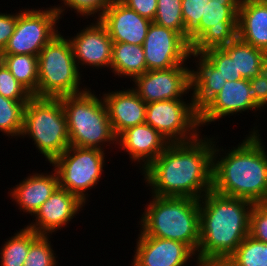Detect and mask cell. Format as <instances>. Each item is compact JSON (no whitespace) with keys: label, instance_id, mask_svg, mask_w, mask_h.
<instances>
[{"label":"cell","instance_id":"obj_27","mask_svg":"<svg viewBox=\"0 0 267 266\" xmlns=\"http://www.w3.org/2000/svg\"><path fill=\"white\" fill-rule=\"evenodd\" d=\"M0 60L6 65L15 79L32 95L38 87V56L27 54L0 55Z\"/></svg>","mask_w":267,"mask_h":266},{"label":"cell","instance_id":"obj_11","mask_svg":"<svg viewBox=\"0 0 267 266\" xmlns=\"http://www.w3.org/2000/svg\"><path fill=\"white\" fill-rule=\"evenodd\" d=\"M241 0H209L199 25L189 34L191 53L222 48L237 38Z\"/></svg>","mask_w":267,"mask_h":266},{"label":"cell","instance_id":"obj_2","mask_svg":"<svg viewBox=\"0 0 267 266\" xmlns=\"http://www.w3.org/2000/svg\"><path fill=\"white\" fill-rule=\"evenodd\" d=\"M255 124L240 143L229 149L219 147V136L214 137L212 190L262 204L267 203V148Z\"/></svg>","mask_w":267,"mask_h":266},{"label":"cell","instance_id":"obj_13","mask_svg":"<svg viewBox=\"0 0 267 266\" xmlns=\"http://www.w3.org/2000/svg\"><path fill=\"white\" fill-rule=\"evenodd\" d=\"M146 69H169L186 65L191 59V46L178 32L152 21L143 43Z\"/></svg>","mask_w":267,"mask_h":266},{"label":"cell","instance_id":"obj_36","mask_svg":"<svg viewBox=\"0 0 267 266\" xmlns=\"http://www.w3.org/2000/svg\"><path fill=\"white\" fill-rule=\"evenodd\" d=\"M209 0H182V17L186 31L190 34L200 23Z\"/></svg>","mask_w":267,"mask_h":266},{"label":"cell","instance_id":"obj_41","mask_svg":"<svg viewBox=\"0 0 267 266\" xmlns=\"http://www.w3.org/2000/svg\"><path fill=\"white\" fill-rule=\"evenodd\" d=\"M259 75L267 78V56L263 60V64L261 65Z\"/></svg>","mask_w":267,"mask_h":266},{"label":"cell","instance_id":"obj_19","mask_svg":"<svg viewBox=\"0 0 267 266\" xmlns=\"http://www.w3.org/2000/svg\"><path fill=\"white\" fill-rule=\"evenodd\" d=\"M99 21L107 28L113 42L143 45L152 21L140 16L120 0H114Z\"/></svg>","mask_w":267,"mask_h":266},{"label":"cell","instance_id":"obj_14","mask_svg":"<svg viewBox=\"0 0 267 266\" xmlns=\"http://www.w3.org/2000/svg\"><path fill=\"white\" fill-rule=\"evenodd\" d=\"M72 36H66L73 50V55L80 72L84 68L110 69L112 62L113 41L107 28L94 19ZM81 67H80V66ZM87 66V67H86Z\"/></svg>","mask_w":267,"mask_h":266},{"label":"cell","instance_id":"obj_26","mask_svg":"<svg viewBox=\"0 0 267 266\" xmlns=\"http://www.w3.org/2000/svg\"><path fill=\"white\" fill-rule=\"evenodd\" d=\"M16 232L0 246V266H23L31 242L39 235L26 225Z\"/></svg>","mask_w":267,"mask_h":266},{"label":"cell","instance_id":"obj_38","mask_svg":"<svg viewBox=\"0 0 267 266\" xmlns=\"http://www.w3.org/2000/svg\"><path fill=\"white\" fill-rule=\"evenodd\" d=\"M128 8L136 11L140 16L151 21L154 20L157 11V0H120Z\"/></svg>","mask_w":267,"mask_h":266},{"label":"cell","instance_id":"obj_10","mask_svg":"<svg viewBox=\"0 0 267 266\" xmlns=\"http://www.w3.org/2000/svg\"><path fill=\"white\" fill-rule=\"evenodd\" d=\"M185 99L155 101L146 105V120L169 143L188 142L202 134L199 112L192 96Z\"/></svg>","mask_w":267,"mask_h":266},{"label":"cell","instance_id":"obj_16","mask_svg":"<svg viewBox=\"0 0 267 266\" xmlns=\"http://www.w3.org/2000/svg\"><path fill=\"white\" fill-rule=\"evenodd\" d=\"M130 266H188L196 263V254L179 241L138 234Z\"/></svg>","mask_w":267,"mask_h":266},{"label":"cell","instance_id":"obj_35","mask_svg":"<svg viewBox=\"0 0 267 266\" xmlns=\"http://www.w3.org/2000/svg\"><path fill=\"white\" fill-rule=\"evenodd\" d=\"M249 236L267 243V203L254 204L250 213Z\"/></svg>","mask_w":267,"mask_h":266},{"label":"cell","instance_id":"obj_23","mask_svg":"<svg viewBox=\"0 0 267 266\" xmlns=\"http://www.w3.org/2000/svg\"><path fill=\"white\" fill-rule=\"evenodd\" d=\"M191 58L189 62L196 63V69L191 66V94L200 112L222 90L226 79L203 54L191 53Z\"/></svg>","mask_w":267,"mask_h":266},{"label":"cell","instance_id":"obj_21","mask_svg":"<svg viewBox=\"0 0 267 266\" xmlns=\"http://www.w3.org/2000/svg\"><path fill=\"white\" fill-rule=\"evenodd\" d=\"M34 172L19 181L13 188L8 190L11 202L22 214H30L31 217L39 210L41 205L49 199L53 192L59 187L57 171Z\"/></svg>","mask_w":267,"mask_h":266},{"label":"cell","instance_id":"obj_18","mask_svg":"<svg viewBox=\"0 0 267 266\" xmlns=\"http://www.w3.org/2000/svg\"><path fill=\"white\" fill-rule=\"evenodd\" d=\"M168 140L149 124L136 125L117 137V147L129 155V159L141 173L168 146ZM139 164V165H138Z\"/></svg>","mask_w":267,"mask_h":266},{"label":"cell","instance_id":"obj_1","mask_svg":"<svg viewBox=\"0 0 267 266\" xmlns=\"http://www.w3.org/2000/svg\"><path fill=\"white\" fill-rule=\"evenodd\" d=\"M213 151L214 135L169 143L141 172L142 180L151 195L200 200L212 190Z\"/></svg>","mask_w":267,"mask_h":266},{"label":"cell","instance_id":"obj_28","mask_svg":"<svg viewBox=\"0 0 267 266\" xmlns=\"http://www.w3.org/2000/svg\"><path fill=\"white\" fill-rule=\"evenodd\" d=\"M27 102L11 100L0 95V132L3 135L11 137L10 139H20Z\"/></svg>","mask_w":267,"mask_h":266},{"label":"cell","instance_id":"obj_39","mask_svg":"<svg viewBox=\"0 0 267 266\" xmlns=\"http://www.w3.org/2000/svg\"><path fill=\"white\" fill-rule=\"evenodd\" d=\"M255 103L265 110L267 107V78L260 75L249 80Z\"/></svg>","mask_w":267,"mask_h":266},{"label":"cell","instance_id":"obj_22","mask_svg":"<svg viewBox=\"0 0 267 266\" xmlns=\"http://www.w3.org/2000/svg\"><path fill=\"white\" fill-rule=\"evenodd\" d=\"M237 37L267 53V2L265 0L240 1Z\"/></svg>","mask_w":267,"mask_h":266},{"label":"cell","instance_id":"obj_30","mask_svg":"<svg viewBox=\"0 0 267 266\" xmlns=\"http://www.w3.org/2000/svg\"><path fill=\"white\" fill-rule=\"evenodd\" d=\"M182 0H157L154 23L180 33L189 42L182 17Z\"/></svg>","mask_w":267,"mask_h":266},{"label":"cell","instance_id":"obj_40","mask_svg":"<svg viewBox=\"0 0 267 266\" xmlns=\"http://www.w3.org/2000/svg\"><path fill=\"white\" fill-rule=\"evenodd\" d=\"M197 266H236V264L229 258H205L198 260Z\"/></svg>","mask_w":267,"mask_h":266},{"label":"cell","instance_id":"obj_24","mask_svg":"<svg viewBox=\"0 0 267 266\" xmlns=\"http://www.w3.org/2000/svg\"><path fill=\"white\" fill-rule=\"evenodd\" d=\"M110 70L113 76L131 79L147 71L143 45L113 42Z\"/></svg>","mask_w":267,"mask_h":266},{"label":"cell","instance_id":"obj_12","mask_svg":"<svg viewBox=\"0 0 267 266\" xmlns=\"http://www.w3.org/2000/svg\"><path fill=\"white\" fill-rule=\"evenodd\" d=\"M190 65L193 66L189 63V67L186 64L169 69L146 71L132 81V88L146 104L190 97L192 96Z\"/></svg>","mask_w":267,"mask_h":266},{"label":"cell","instance_id":"obj_34","mask_svg":"<svg viewBox=\"0 0 267 266\" xmlns=\"http://www.w3.org/2000/svg\"><path fill=\"white\" fill-rule=\"evenodd\" d=\"M218 70L226 81H236L235 59L223 48H212L202 53Z\"/></svg>","mask_w":267,"mask_h":266},{"label":"cell","instance_id":"obj_17","mask_svg":"<svg viewBox=\"0 0 267 266\" xmlns=\"http://www.w3.org/2000/svg\"><path fill=\"white\" fill-rule=\"evenodd\" d=\"M85 205L76 195L58 187L41 205L27 227L39 235L56 234L66 226L69 227L72 219H77L76 216L83 211Z\"/></svg>","mask_w":267,"mask_h":266},{"label":"cell","instance_id":"obj_3","mask_svg":"<svg viewBox=\"0 0 267 266\" xmlns=\"http://www.w3.org/2000/svg\"><path fill=\"white\" fill-rule=\"evenodd\" d=\"M254 203L210 190L199 200L200 242L197 260L230 257L249 235Z\"/></svg>","mask_w":267,"mask_h":266},{"label":"cell","instance_id":"obj_37","mask_svg":"<svg viewBox=\"0 0 267 266\" xmlns=\"http://www.w3.org/2000/svg\"><path fill=\"white\" fill-rule=\"evenodd\" d=\"M8 13L0 12V53L4 50L8 40L14 32V28L17 22V17L20 14L19 11ZM15 13V14H14Z\"/></svg>","mask_w":267,"mask_h":266},{"label":"cell","instance_id":"obj_4","mask_svg":"<svg viewBox=\"0 0 267 266\" xmlns=\"http://www.w3.org/2000/svg\"><path fill=\"white\" fill-rule=\"evenodd\" d=\"M150 198L136 224L139 234L179 241L196 254L200 242L199 200L151 194Z\"/></svg>","mask_w":267,"mask_h":266},{"label":"cell","instance_id":"obj_29","mask_svg":"<svg viewBox=\"0 0 267 266\" xmlns=\"http://www.w3.org/2000/svg\"><path fill=\"white\" fill-rule=\"evenodd\" d=\"M229 258L236 266H267V243L248 235Z\"/></svg>","mask_w":267,"mask_h":266},{"label":"cell","instance_id":"obj_32","mask_svg":"<svg viewBox=\"0 0 267 266\" xmlns=\"http://www.w3.org/2000/svg\"><path fill=\"white\" fill-rule=\"evenodd\" d=\"M51 235H38L32 242L23 266H58L60 263Z\"/></svg>","mask_w":267,"mask_h":266},{"label":"cell","instance_id":"obj_8","mask_svg":"<svg viewBox=\"0 0 267 266\" xmlns=\"http://www.w3.org/2000/svg\"><path fill=\"white\" fill-rule=\"evenodd\" d=\"M106 156V151L97 148L69 146L49 166L57 171L60 188L88 204L90 189H94L104 177Z\"/></svg>","mask_w":267,"mask_h":266},{"label":"cell","instance_id":"obj_15","mask_svg":"<svg viewBox=\"0 0 267 266\" xmlns=\"http://www.w3.org/2000/svg\"><path fill=\"white\" fill-rule=\"evenodd\" d=\"M249 110L255 113L253 116L256 115V118L263 112L254 101L249 80L226 81L222 90L199 112V124L203 129L223 118L236 117V114L248 113Z\"/></svg>","mask_w":267,"mask_h":266},{"label":"cell","instance_id":"obj_33","mask_svg":"<svg viewBox=\"0 0 267 266\" xmlns=\"http://www.w3.org/2000/svg\"><path fill=\"white\" fill-rule=\"evenodd\" d=\"M0 95L16 101H29L33 95L11 74L0 60Z\"/></svg>","mask_w":267,"mask_h":266},{"label":"cell","instance_id":"obj_7","mask_svg":"<svg viewBox=\"0 0 267 266\" xmlns=\"http://www.w3.org/2000/svg\"><path fill=\"white\" fill-rule=\"evenodd\" d=\"M82 75L69 39L60 32L38 55V87L33 96L59 98L85 92L88 86L82 84Z\"/></svg>","mask_w":267,"mask_h":266},{"label":"cell","instance_id":"obj_20","mask_svg":"<svg viewBox=\"0 0 267 266\" xmlns=\"http://www.w3.org/2000/svg\"><path fill=\"white\" fill-rule=\"evenodd\" d=\"M121 87V90L110 91L109 89V91L101 93L117 137L128 128L144 124L146 120L147 104L132 86L125 89L123 86Z\"/></svg>","mask_w":267,"mask_h":266},{"label":"cell","instance_id":"obj_25","mask_svg":"<svg viewBox=\"0 0 267 266\" xmlns=\"http://www.w3.org/2000/svg\"><path fill=\"white\" fill-rule=\"evenodd\" d=\"M222 48L235 59L237 80H250L259 75L263 60L267 56L265 51L243 42L238 37Z\"/></svg>","mask_w":267,"mask_h":266},{"label":"cell","instance_id":"obj_5","mask_svg":"<svg viewBox=\"0 0 267 266\" xmlns=\"http://www.w3.org/2000/svg\"><path fill=\"white\" fill-rule=\"evenodd\" d=\"M59 98L67 118L70 146L97 148L103 151L117 146V136L102 96L99 97L88 87L80 94Z\"/></svg>","mask_w":267,"mask_h":266},{"label":"cell","instance_id":"obj_31","mask_svg":"<svg viewBox=\"0 0 267 266\" xmlns=\"http://www.w3.org/2000/svg\"><path fill=\"white\" fill-rule=\"evenodd\" d=\"M113 1L114 0H59V2L61 3L58 5H54V7L58 11L61 20L64 14L66 15L67 11L70 10L74 11V13L77 14L80 20L81 17L83 20H85L86 18L89 19V16L92 18L95 17L93 18L94 20L99 19L102 16L103 12L106 10V8Z\"/></svg>","mask_w":267,"mask_h":266},{"label":"cell","instance_id":"obj_9","mask_svg":"<svg viewBox=\"0 0 267 266\" xmlns=\"http://www.w3.org/2000/svg\"><path fill=\"white\" fill-rule=\"evenodd\" d=\"M61 17L54 6L21 8L14 32L0 55L27 54L38 56L57 34Z\"/></svg>","mask_w":267,"mask_h":266},{"label":"cell","instance_id":"obj_6","mask_svg":"<svg viewBox=\"0 0 267 266\" xmlns=\"http://www.w3.org/2000/svg\"><path fill=\"white\" fill-rule=\"evenodd\" d=\"M21 138L32 139L45 161L52 163L69 146L67 118L60 98L32 97L24 110Z\"/></svg>","mask_w":267,"mask_h":266}]
</instances>
